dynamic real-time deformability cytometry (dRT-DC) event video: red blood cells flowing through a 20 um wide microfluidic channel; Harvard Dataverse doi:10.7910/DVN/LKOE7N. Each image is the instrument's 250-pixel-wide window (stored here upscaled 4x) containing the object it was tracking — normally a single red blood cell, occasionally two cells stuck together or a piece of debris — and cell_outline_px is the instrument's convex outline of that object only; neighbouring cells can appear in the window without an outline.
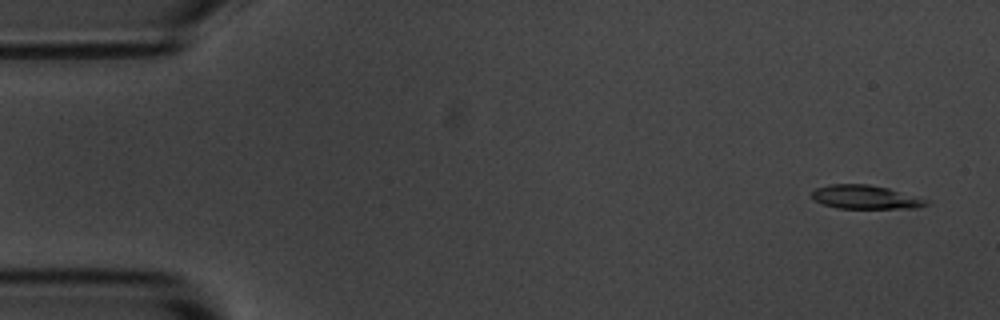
{"species": "common noctule bat (a hibernating species)", "species_latin": "Nyctalus noctula", "temperature_condition": "room temperature", "stored_images_in_passage": 9, "camera_frame_rate_fps": 3000, "um_per_image_px": 0.085, "animal": {"sex": "male", "body_mass_g": 20.1, "forearm_length_mm": 53.5}, "frame": {"image": 1, "passage_image": 1, "time_ms": 0.0, "image_size_px": [1000, 320], "cell_outline_px": [[928, 204], [916, 208], [836, 208], [824, 204], [816, 200], [812, 196], [812, 192], [816, 188], [832, 184], [868, 184], [888, 188], [928, 200]], "centroid_in_image_um": [73.56, 16.75], "position_along_channel_um": 11.4, "area_um2": 15.55}}
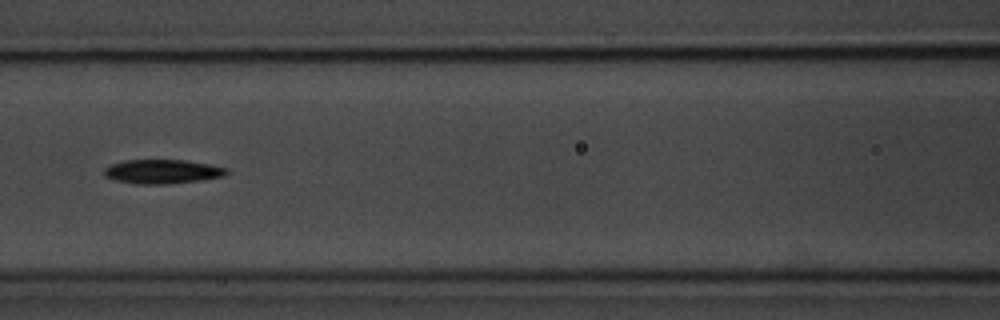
{"frame": {"image": 2, "passage_image": 7, "time_ms": 7.0, "image_size_px": [1000, 320], "cell_outline_px": [[228, 172], [224, 176], [200, 180], [168, 184], [136, 184], [116, 180], [104, 176], [104, 168], [112, 164], [124, 160], [184, 160], [212, 164], [228, 168]], "centroid_in_image_um": [13.82, 14.58], "position_along_channel_um": 152.8, "area_um2": 17.28}}
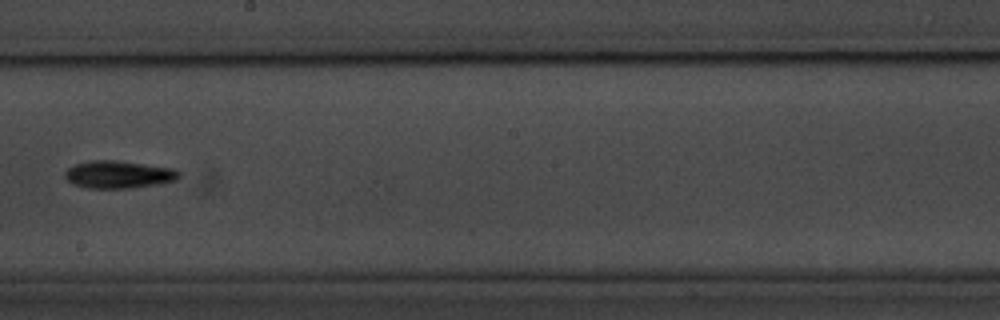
{"frame": {"image": 3, "passage_image": 9, "time_ms": 9.333, "image_size_px": [1000, 320], "cell_outline_px": [[180, 176], [176, 180], [156, 184], [132, 188], [88, 188], [72, 184], [64, 176], [64, 172], [72, 164], [92, 160], [116, 160], [172, 168], [180, 172]], "centroid_in_image_um": [10.03, 14.83], "position_along_channel_um": 238.2, "area_um2": 18.32}}